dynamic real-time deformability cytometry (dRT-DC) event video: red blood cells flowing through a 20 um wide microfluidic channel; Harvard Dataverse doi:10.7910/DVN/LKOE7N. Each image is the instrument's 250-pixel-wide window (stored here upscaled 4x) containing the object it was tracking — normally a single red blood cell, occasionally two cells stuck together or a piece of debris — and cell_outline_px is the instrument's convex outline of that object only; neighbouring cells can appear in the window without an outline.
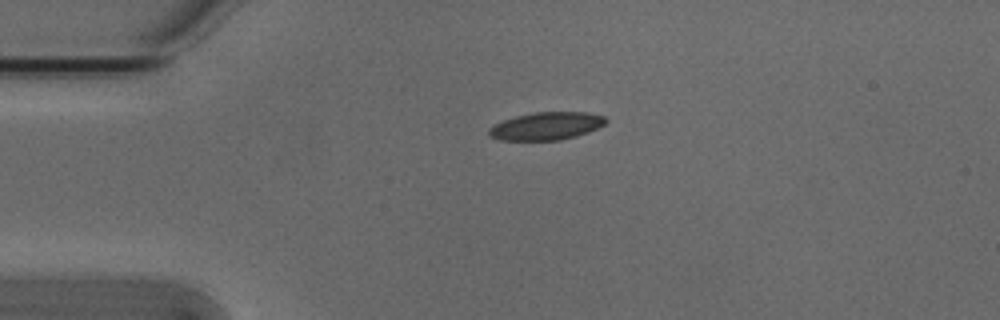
{"species": "Egyptian fruit bat (a non-hibernating species)", "species_latin": "Rousettus aegyptiacus", "temperature_condition": "cold", "stored_images_in_passage": 3, "camera_frame_rate_fps": 3000, "um_per_image_px": 0.085, "animal": {"sex": "male"}, "frame": {"image": 1, "passage_image": 1, "time_ms": 0.0, "image_size_px": [1000, 320], "cell_outline_px": [[608, 120], [604, 124], [588, 132], [576, 136], [560, 140], [500, 140], [488, 136], [488, 128], [504, 120], [516, 116], [536, 112], [584, 112], [604, 116]], "centroid_in_image_um": [46.42, 10.72], "position_along_channel_um": 38.6, "area_um2": 18.79}}